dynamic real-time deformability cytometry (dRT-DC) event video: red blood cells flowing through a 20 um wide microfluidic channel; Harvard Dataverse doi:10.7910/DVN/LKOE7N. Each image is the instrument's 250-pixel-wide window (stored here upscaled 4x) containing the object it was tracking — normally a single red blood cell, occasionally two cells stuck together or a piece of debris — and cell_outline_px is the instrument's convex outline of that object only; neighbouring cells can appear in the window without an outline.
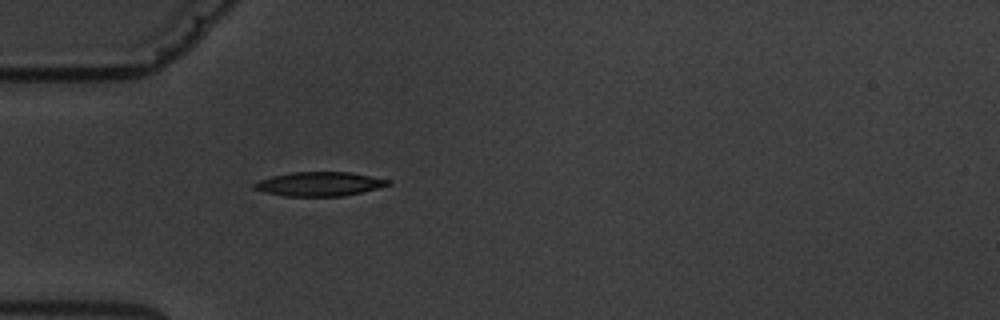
{"species": "common noctule bat (a hibernating species)", "species_latin": "Nyctalus noctula", "temperature_condition": "warm", "stored_images_in_passage": 1, "camera_frame_rate_fps": 3000, "um_per_image_px": 0.085, "animal": {"sex": "male", "body_mass_g": 19.5, "forearm_length_mm": 54.6}, "frame": {"image": 1, "passage_image": 1, "time_ms": 0.0, "image_size_px": [1000, 320], "cell_outline_px": [[392, 184], [344, 196], [284, 196], [264, 192], [252, 188], [252, 184], [260, 180], [272, 176], [292, 172], [348, 172], [392, 180]], "centroid_in_image_um": [27.13, 15.64], "position_along_channel_um": 57.9, "area_um2": 18.73}}